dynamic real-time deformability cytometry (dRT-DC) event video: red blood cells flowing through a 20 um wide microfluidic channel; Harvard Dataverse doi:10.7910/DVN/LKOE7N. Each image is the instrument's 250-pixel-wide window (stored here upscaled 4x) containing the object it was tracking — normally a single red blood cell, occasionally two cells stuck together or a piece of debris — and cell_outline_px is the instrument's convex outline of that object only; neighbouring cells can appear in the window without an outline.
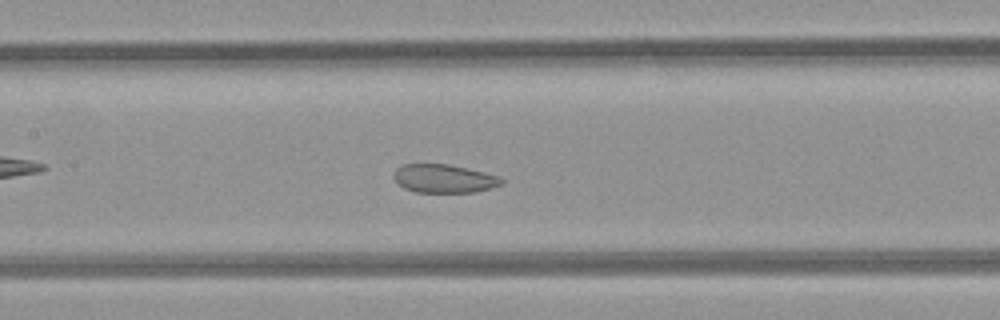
{"species": "common noctule bat (a hibernating species)", "species_latin": "Nyctalus noctula", "temperature_condition": "room temperature", "stored_images_in_passage": 38, "camera_frame_rate_fps": 3000, "um_per_image_px": 0.085, "animal": {"sex": "female", "body_mass_g": 21.9}, "frame": {"image": 1, "passage_image": 17, "time_ms": 5.333, "image_size_px": [1000, 320], "cell_outline_px": [[504, 184], [476, 192], [416, 192], [404, 188], [392, 176], [396, 168], [404, 164], [448, 164], [468, 168], [500, 176], [504, 180]], "centroid_in_image_um": [37.77, 15.17], "position_along_channel_um": 169.6, "area_um2": 17.92}}
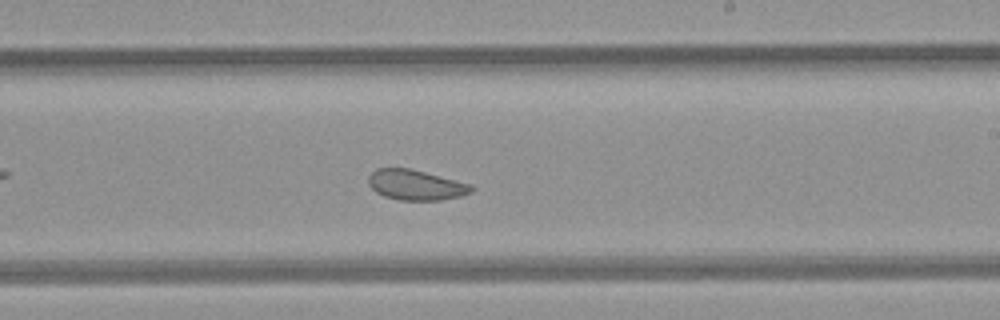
{"frame": {"image": 2, "passage_image": 23, "time_ms": 7.333, "image_size_px": [1000, 320], "cell_outline_px": [[476, 188], [472, 192], [460, 196], [440, 200], [396, 200], [384, 196], [376, 192], [368, 184], [368, 176], [376, 168], [408, 168], [472, 184]], "centroid_in_image_um": [35.34, 15.73], "position_along_channel_um": 253.7, "area_um2": 18.21}}
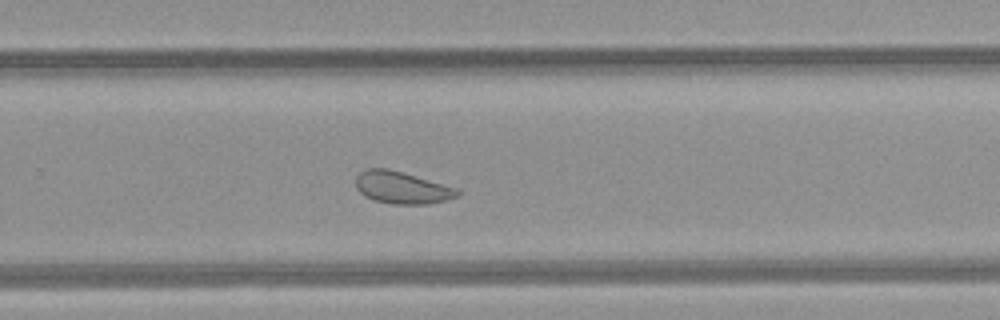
{"frame": {"image": 3, "passage_image": 26, "time_ms": 8.333, "image_size_px": [1000, 320], "cell_outline_px": [[460, 192], [456, 196], [444, 200], [428, 204], [392, 204], [376, 200], [364, 196], [356, 188], [356, 176], [360, 172], [368, 168], [388, 168], [404, 172], [460, 188]], "centroid_in_image_um": [34.17, 15.93], "position_along_channel_um": 295.6, "area_um2": 19.19}, "authors_computed_cell_mechanics": {"area_um2": 21.9062, "velocity_mm_per_s": 4.2182, "shape_relaxation_time_tau1_ms": null, "shape_relaxation_time_tau2_ms": 2.2565, "deformation_change_tau1": null, "deformation_change_tau2": 0.0658}}